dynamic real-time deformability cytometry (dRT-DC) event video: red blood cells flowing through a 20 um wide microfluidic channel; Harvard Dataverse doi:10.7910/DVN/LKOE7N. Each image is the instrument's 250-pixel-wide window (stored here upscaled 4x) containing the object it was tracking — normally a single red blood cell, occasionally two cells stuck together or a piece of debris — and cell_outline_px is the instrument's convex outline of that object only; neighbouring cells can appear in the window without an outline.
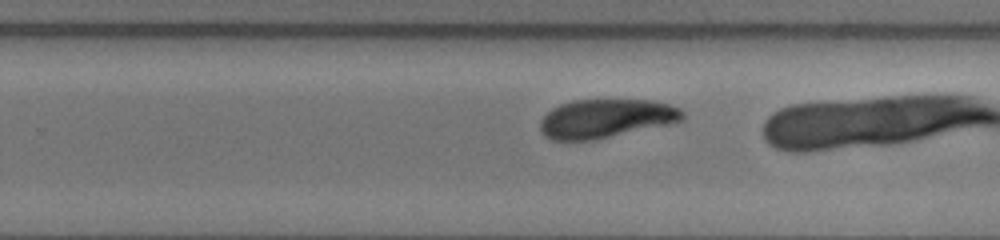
{"species": "human", "species_latin": "Homo sapiens", "temperature_condition": "warm", "stored_images_in_passage": 16, "camera_frame_rate_fps": 3000, "um_per_image_px": 0.085, "donor": {"sex": "female"}, "frame": {"image": 1, "passage_image": 14, "time_ms": 4.333, "image_size_px": [1000, 240], "cell_outline_px": [[684, 120], [668, 124], [596, 140], [552, 140], [544, 136], [540, 132], [540, 120], [552, 108], [560, 104], [572, 100], [652, 100], [668, 104], [680, 108], [684, 112]], "centroid_in_image_um": [51.49, 10.08], "position_along_channel_um": 278.3, "area_um2": 32.31}}